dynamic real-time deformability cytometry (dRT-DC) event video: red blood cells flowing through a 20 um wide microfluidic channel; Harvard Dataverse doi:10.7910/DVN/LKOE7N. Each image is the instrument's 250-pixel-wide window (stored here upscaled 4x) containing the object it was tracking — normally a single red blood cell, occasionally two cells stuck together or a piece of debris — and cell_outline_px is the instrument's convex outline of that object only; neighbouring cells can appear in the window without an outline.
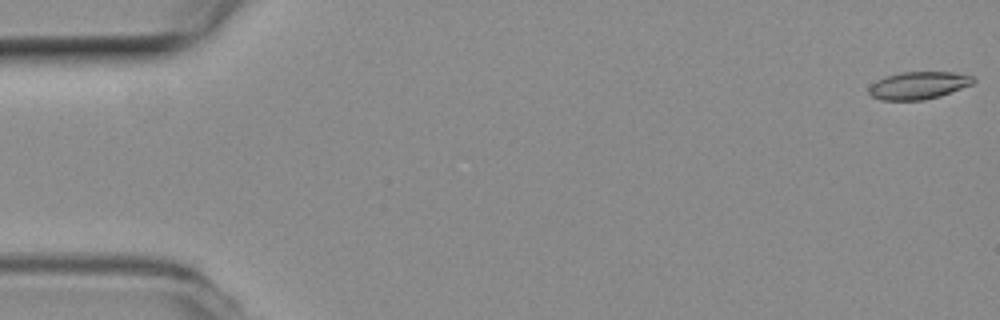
{"species": "common noctule bat (a hibernating species)", "species_latin": "Nyctalus noctula", "temperature_condition": "room temperature", "stored_images_in_passage": 55, "segment_of_instrument_passage": [1, 2], "camera_frame_rate_fps": 3000, "um_per_image_px": 0.085, "animal": {"sex": "female", "body_mass_g": 19.3, "forearm_length_mm": 54.1}, "frame": {"image": 1, "passage_image": 1, "time_ms": 0.0, "image_size_px": [1000, 320], "cell_outline_px": [[976, 80], [972, 84], [940, 96], [924, 100], [880, 100], [872, 96], [868, 92], [868, 88], [876, 80], [884, 76], [900, 72], [956, 72], [972, 76]], "centroid_in_image_um": [78.05, 7.25], "position_along_channel_um": 7.0, "area_um2": 16.82}}
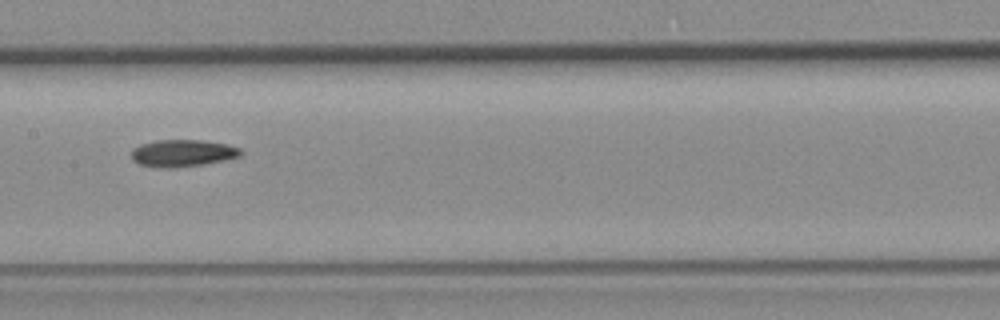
{"frame": {"image": 2, "passage_image": 27, "time_ms": 8.667, "image_size_px": [1000, 320], "cell_outline_px": [[244, 152], [240, 156], [224, 160], [204, 164], [176, 168], [156, 168], [140, 164], [132, 160], [132, 148], [140, 144], [156, 140], [200, 140], [228, 144], [240, 148]], "centroid_in_image_um": [15.51, 13.02], "position_along_channel_um": 191.9, "area_um2": 17.46}}
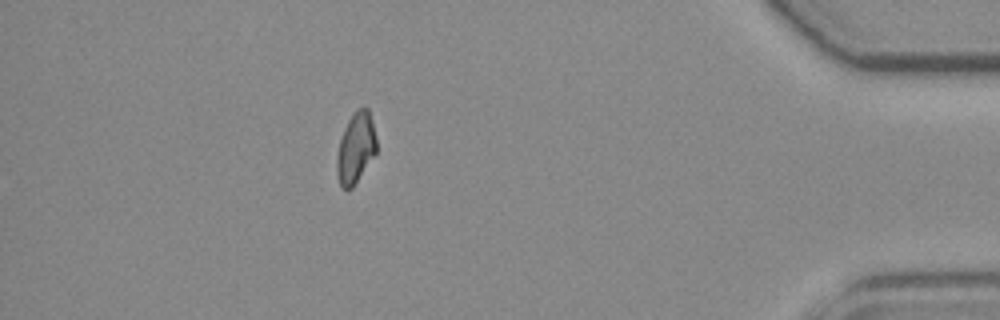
{"frame": {"image": 3, "passage_image": 48, "time_ms": 15.667, "image_size_px": [1000, 320], "cell_outline_px": [[376, 152], [352, 188], [340, 188], [336, 172], [336, 160], [340, 140], [344, 128], [348, 120], [356, 108], [364, 104], [368, 108], [372, 120], [376, 136]], "centroid_in_image_um": [30.23, 12.53], "position_along_channel_um": 405.0, "area_um2": 16.42}}